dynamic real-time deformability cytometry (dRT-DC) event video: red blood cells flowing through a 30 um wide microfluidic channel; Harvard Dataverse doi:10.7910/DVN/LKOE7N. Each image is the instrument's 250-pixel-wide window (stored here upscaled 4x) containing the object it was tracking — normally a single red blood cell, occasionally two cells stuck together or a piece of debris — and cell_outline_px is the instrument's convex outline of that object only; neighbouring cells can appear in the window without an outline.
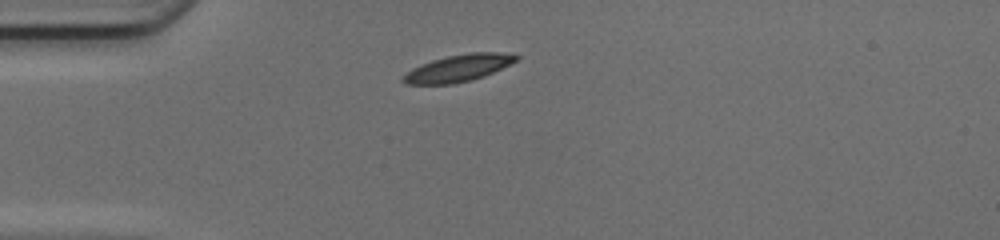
{"species": "common noctule bat (a hibernating species)", "species_latin": "Nyctalus noctula", "temperature_condition": "cold", "stored_images_in_passage": 37, "camera_frame_rate_fps": 3000, "um_per_image_px": 0.085, "animal": {"sex": "female", "body_mass_g": 17.0, "forearm_length_mm": 48.0}, "frame": {"image": 1, "passage_image": 1, "time_ms": 0.0, "image_size_px": [1000, 240], "cell_outline_px": [[520, 56], [516, 60], [484, 76], [472, 80], [452, 84], [404, 84], [400, 80], [412, 68], [432, 60], [448, 56], [468, 52], [496, 52]], "centroid_in_image_um": [38.91, 5.8], "position_along_channel_um": 46.1, "area_um2": 17.46}}
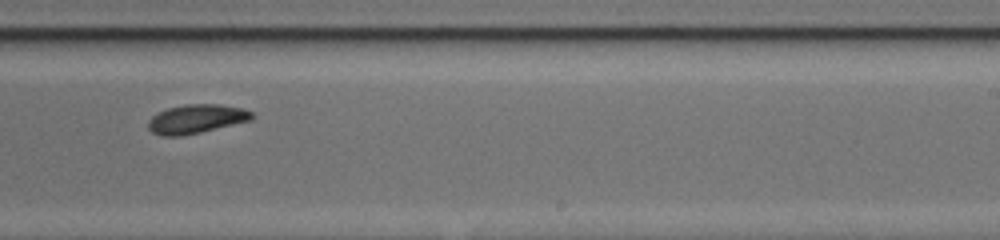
{"frame": {"image": 2, "passage_image": 19, "time_ms": 6.0, "image_size_px": [1000, 240], "cell_outline_px": [[256, 116], [252, 120], [200, 132], [180, 136], [160, 136], [152, 132], [148, 128], [148, 120], [152, 116], [168, 108], [184, 104], [220, 104], [244, 108], [252, 112]], "centroid_in_image_um": [16.71, 10.1], "position_along_channel_um": 272.3, "area_um2": 17.57}}
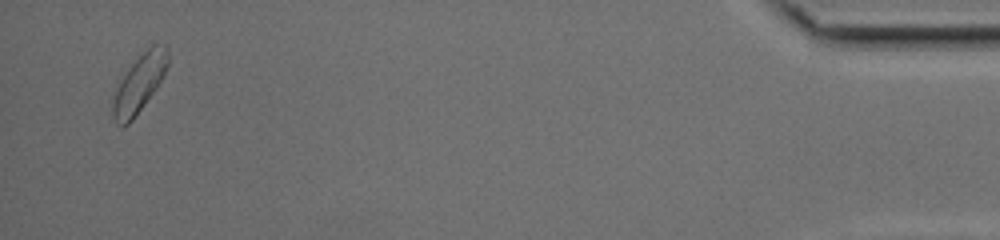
{"frame": {"image": 3, "passage_image": 36, "time_ms": 11.667, "image_size_px": [1000, 240], "cell_outline_px": [[168, 64], [156, 88], [132, 120], [128, 124], [116, 124], [112, 120], [112, 104], [120, 80], [128, 68], [152, 44], [168, 44]], "centroid_in_image_um": [11.84, 7.08], "position_along_channel_um": 423.4, "area_um2": 18.03}, "authors_computed_cell_mechanics": {"area_um2": 17.5712, "velocity_mm_per_s": 4.1384, "shape_relaxation_time_tau1_ms": 3.7289, "shape_relaxation_time_tau2_ms": null, "deformation_change_tau1": 0.1218, "deformation_change_tau2": null}}